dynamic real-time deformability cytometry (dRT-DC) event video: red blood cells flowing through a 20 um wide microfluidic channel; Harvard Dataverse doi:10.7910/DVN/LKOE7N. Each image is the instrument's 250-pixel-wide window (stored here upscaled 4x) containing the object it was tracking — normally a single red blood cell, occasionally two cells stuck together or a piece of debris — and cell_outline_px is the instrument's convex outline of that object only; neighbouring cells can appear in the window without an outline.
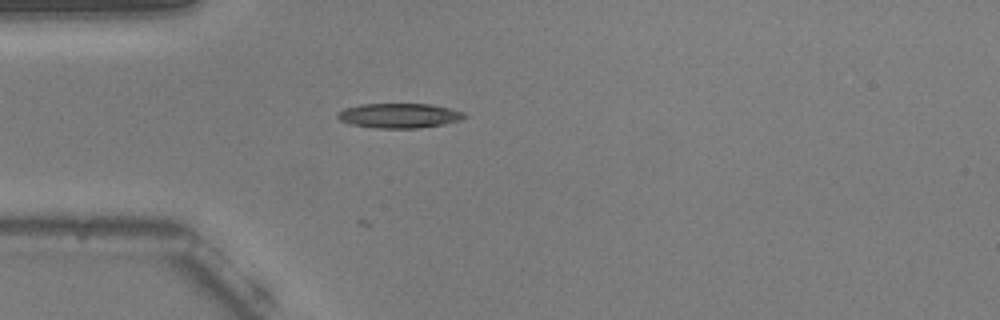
{"species": "common noctule bat (a hibernating species)", "species_latin": "Nyctalus noctula", "temperature_condition": "warm", "stored_images_in_passage": 12, "camera_frame_rate_fps": 3000, "um_per_image_px": 0.085, "animal": {"sex": "male", "body_mass_g": 20.5, "forearm_length_mm": 52.5}, "frame": {"image": 1, "passage_image": 1, "time_ms": 0.0, "image_size_px": [1000, 320], "cell_outline_px": [[468, 116], [460, 120], [444, 124], [420, 128], [376, 128], [348, 124], [340, 120], [336, 116], [336, 112], [344, 108], [360, 104], [432, 104], [464, 112]], "centroid_in_image_um": [33.9, 9.83], "position_along_channel_um": 51.1, "area_um2": 18.44}}
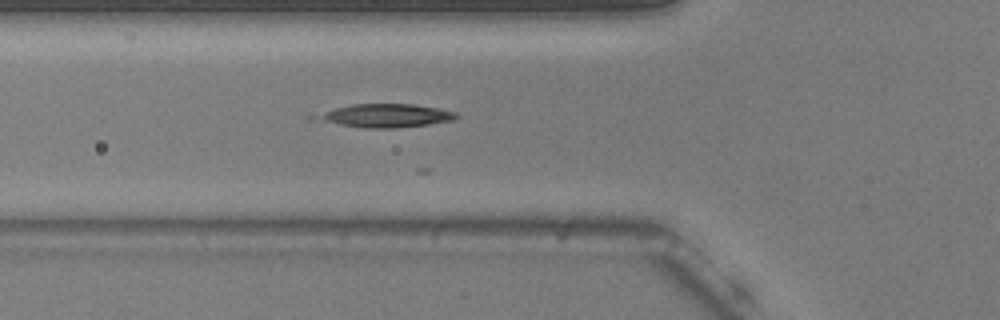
{"frame": {"image": 2, "passage_image": 5, "time_ms": 1.333, "image_size_px": [1000, 320], "cell_outline_px": [[460, 116], [452, 120], [428, 124], [396, 128], [364, 128], [308, 120], [308, 116], [336, 108], [352, 104], [412, 104], [436, 108], [456, 112]], "centroid_in_image_um": [32.63, 9.84], "position_along_channel_um": 93.2, "area_um2": 19.31}}
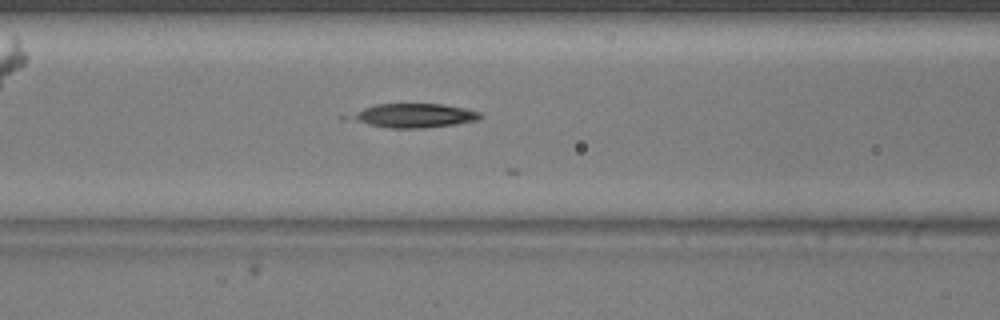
{"frame": {"image": 3, "passage_image": 8, "time_ms": 2.333, "image_size_px": [1000, 320], "cell_outline_px": [[484, 116], [480, 120], [456, 124], [424, 128], [388, 128], [368, 124], [356, 120], [352, 116], [364, 108], [376, 104], [440, 104], [464, 108], [480, 112]], "centroid_in_image_um": [35.33, 9.83], "position_along_channel_um": 131.3, "area_um2": 17.8}}